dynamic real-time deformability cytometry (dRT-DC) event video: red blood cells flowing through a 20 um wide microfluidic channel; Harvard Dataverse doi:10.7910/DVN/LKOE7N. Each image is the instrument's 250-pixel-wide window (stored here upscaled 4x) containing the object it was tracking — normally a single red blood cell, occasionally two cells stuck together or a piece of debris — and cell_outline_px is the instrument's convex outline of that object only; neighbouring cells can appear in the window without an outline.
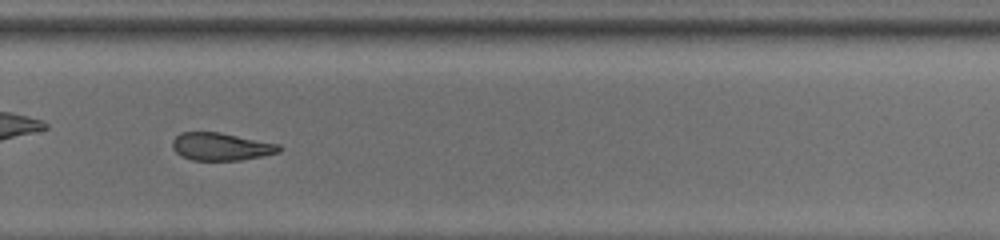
{"species": "common noctule bat (a hibernating species)", "species_latin": "Nyctalus noctula", "temperature_condition": "room temperature", "stored_images_in_passage": 34, "camera_frame_rate_fps": 3000, "um_per_image_px": 0.085, "animal": {"sex": "male", "body_mass_g": 13.0, "forearm_length_mm": 53.1}, "frame": {"image": 1, "passage_image": 20, "time_ms": 6.333, "image_size_px": [1000, 240], "cell_outline_px": [[284, 148], [280, 152], [240, 160], [192, 160], [180, 156], [172, 148], [172, 140], [180, 132], [220, 132], [280, 144]], "centroid_in_image_um": [18.79, 12.45], "position_along_channel_um": 311.0, "area_um2": 17.34}, "authors_computed_cell_mechanics": {"area_um2": 18.4671, "velocity_mm_per_s": 3.9517, "shape_relaxation_time_tau1_ms": 4.1385, "shape_relaxation_time_tau2_ms": 5.7375, "deformation_change_tau1": 0.1363, "deformation_change_tau2": 0.1184}}